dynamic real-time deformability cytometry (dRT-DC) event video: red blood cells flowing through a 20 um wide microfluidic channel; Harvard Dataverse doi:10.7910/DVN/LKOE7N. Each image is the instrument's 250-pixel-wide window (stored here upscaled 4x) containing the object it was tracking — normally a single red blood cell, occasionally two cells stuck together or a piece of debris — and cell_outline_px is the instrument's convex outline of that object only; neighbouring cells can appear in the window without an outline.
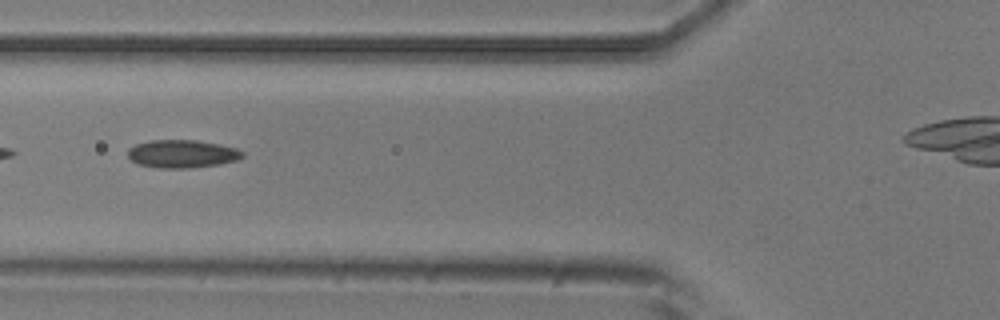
{"species": "common noctule bat (a hibernating species)", "species_latin": "Nyctalus noctula", "temperature_condition": "room temperature", "stored_images_in_passage": 31, "camera_frame_rate_fps": 3000, "um_per_image_px": 0.085, "animal": {"sex": "male", "body_mass_g": 20.5, "forearm_length_mm": 52.5}, "frame": {"image": 1, "passage_image": 5, "time_ms": 1.333, "image_size_px": [1000, 320], "cell_outline_px": [[244, 156], [240, 160], [220, 164], [188, 168], [156, 168], [136, 164], [128, 156], [128, 148], [136, 144], [148, 140], [196, 140], [236, 148], [244, 152]], "centroid_in_image_um": [15.47, 13.08], "position_along_channel_um": 110.3, "area_um2": 18.84}}